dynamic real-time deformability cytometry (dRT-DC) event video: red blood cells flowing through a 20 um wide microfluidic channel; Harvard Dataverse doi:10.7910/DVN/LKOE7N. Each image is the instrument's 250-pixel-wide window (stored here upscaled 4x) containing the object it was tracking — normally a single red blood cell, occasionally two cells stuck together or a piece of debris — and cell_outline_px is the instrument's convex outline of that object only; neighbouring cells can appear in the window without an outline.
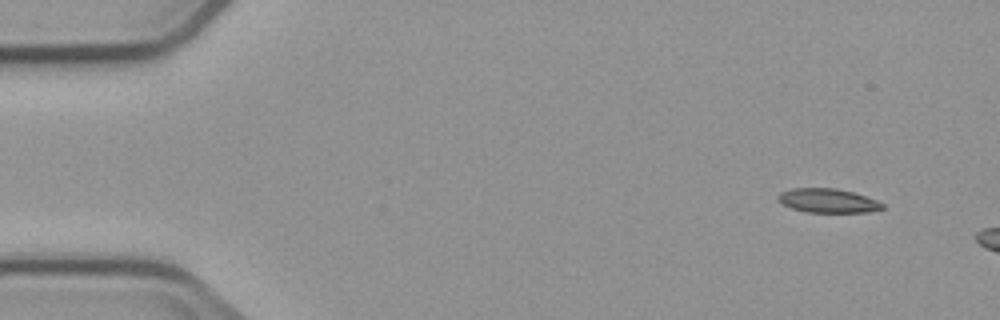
{"species": "common noctule bat (a hibernating species)", "species_latin": "Nyctalus noctula", "temperature_condition": "cold", "stored_images_in_passage": 3, "camera_frame_rate_fps": 3000, "um_per_image_px": 0.085, "animal": {"sex": "male", "body_mass_g": 23.1, "forearm_length_mm": 52.7}, "frame": {"image": 1, "passage_image": 1, "time_ms": 0.0, "image_size_px": [1000, 320], "cell_outline_px": [[884, 208], [868, 212], [808, 212], [792, 208], [784, 204], [776, 196], [780, 192], [792, 188], [836, 188], [852, 192], [876, 200], [884, 204]], "centroid_in_image_um": [70.37, 17.05], "position_along_channel_um": 14.6, "area_um2": 14.45}}